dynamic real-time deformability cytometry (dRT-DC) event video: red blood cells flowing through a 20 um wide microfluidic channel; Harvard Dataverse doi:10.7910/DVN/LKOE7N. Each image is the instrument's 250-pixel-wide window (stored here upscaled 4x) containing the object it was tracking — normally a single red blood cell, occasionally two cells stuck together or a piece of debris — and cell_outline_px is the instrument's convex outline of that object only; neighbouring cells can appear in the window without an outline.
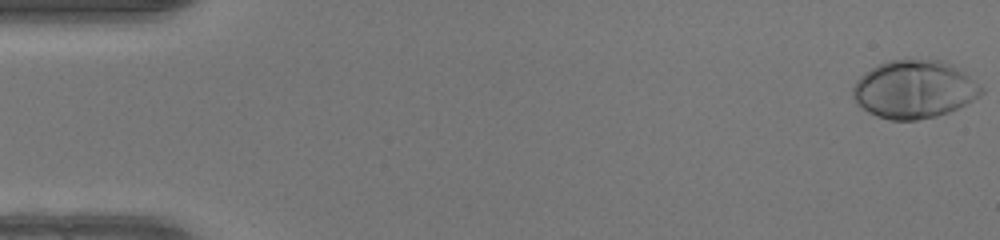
{"species": "human", "species_latin": "Homo sapiens", "temperature_condition": "warm", "stored_images_in_passage": 50, "camera_frame_rate_fps": 3000, "um_per_image_px": 0.085, "donor": {"sex": "female"}, "frame": {"image": 1, "passage_image": 1, "time_ms": 0.0, "image_size_px": [1000, 240], "cell_outline_px": [[984, 92], [972, 100], [948, 112], [936, 116], [916, 120], [888, 120], [876, 116], [868, 112], [856, 104], [852, 96], [852, 88], [856, 80], [864, 72], [888, 60], [940, 60], [952, 64], [984, 88]], "centroid_in_image_um": [77.66, 7.6], "position_along_channel_um": 7.3, "area_um2": 43.23}}
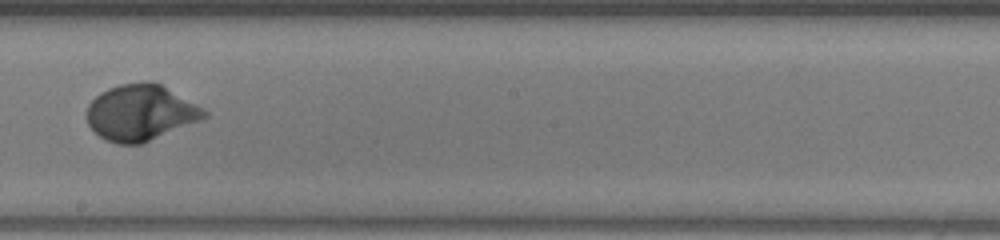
{"frame": {"image": 2, "passage_image": 29, "time_ms": 9.333, "image_size_px": [1000, 240], "cell_outline_px": [[208, 116], [200, 120], [140, 144], [116, 144], [100, 136], [88, 124], [88, 104], [100, 92], [108, 88], [120, 84], [148, 80], [152, 80], [160, 84], [204, 108], [208, 112]], "centroid_in_image_um": [11.95, 9.55], "position_along_channel_um": 236.2, "area_um2": 37.97}}
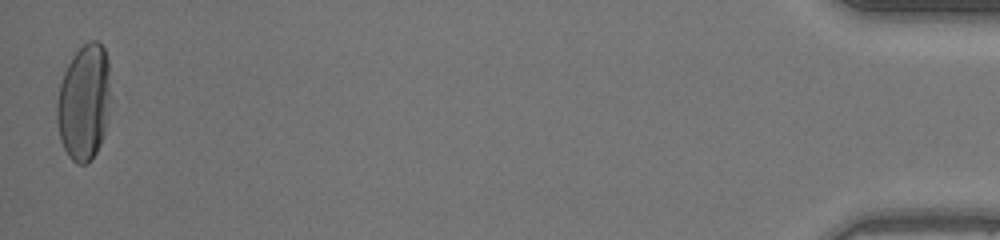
{"frame": {"image": 3, "passage_image": 50, "time_ms": 16.333, "image_size_px": [1000, 240], "cell_outline_px": [[108, 96], [104, 136], [96, 152], [84, 164], [76, 164], [68, 156], [60, 140], [56, 120], [56, 104], [60, 84], [64, 72], [72, 56], [88, 40], [96, 40], [104, 48], [108, 60]], "centroid_in_image_um": [7.1, 8.7], "position_along_channel_um": 428.1, "area_um2": 35.78}, "authors_computed_cell_mechanics": {"area_um2": 37.1076, "velocity_mm_per_s": 4.132, "shape_relaxation_time_tau1_ms": 3.2446, "shape_relaxation_time_tau2_ms": null, "deformation_change_tau1": 0.2254, "deformation_change_tau2": null}}